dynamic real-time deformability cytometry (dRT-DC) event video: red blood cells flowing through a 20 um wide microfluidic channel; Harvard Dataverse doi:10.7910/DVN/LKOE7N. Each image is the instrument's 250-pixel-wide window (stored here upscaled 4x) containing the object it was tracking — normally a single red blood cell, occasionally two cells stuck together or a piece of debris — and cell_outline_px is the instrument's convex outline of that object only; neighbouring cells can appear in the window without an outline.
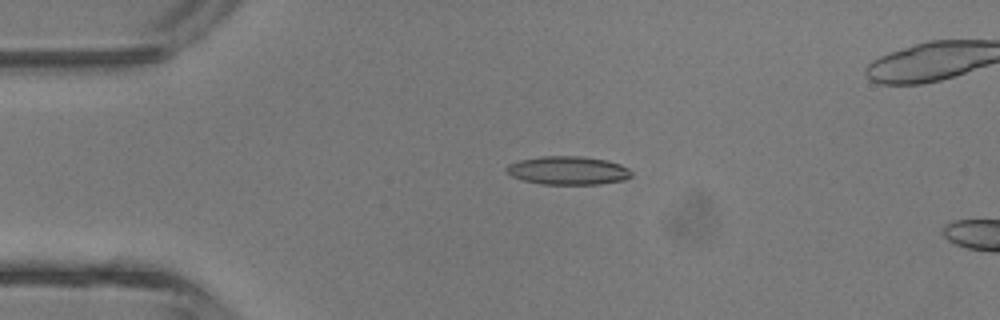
{"species": "common noctule bat (a hibernating species)", "species_latin": "Nyctalus noctula", "temperature_condition": "room temperature", "stored_images_in_passage": 12, "camera_frame_rate_fps": 3000, "um_per_image_px": 0.085, "animal": {"sex": "male", "body_mass_g": 13.3}, "frame": {"image": 1, "passage_image": 9, "time_ms": 2.667, "image_size_px": [1000, 320], "cell_outline_px": [[632, 176], [624, 180], [600, 184], [540, 184], [524, 180], [512, 176], [504, 172], [504, 168], [508, 164], [520, 160], [540, 156], [584, 156], [608, 160], [620, 164], [628, 168], [632, 172]], "centroid_in_image_um": [48.27, 14.48], "position_along_channel_um": 36.7, "area_um2": 20.92}}